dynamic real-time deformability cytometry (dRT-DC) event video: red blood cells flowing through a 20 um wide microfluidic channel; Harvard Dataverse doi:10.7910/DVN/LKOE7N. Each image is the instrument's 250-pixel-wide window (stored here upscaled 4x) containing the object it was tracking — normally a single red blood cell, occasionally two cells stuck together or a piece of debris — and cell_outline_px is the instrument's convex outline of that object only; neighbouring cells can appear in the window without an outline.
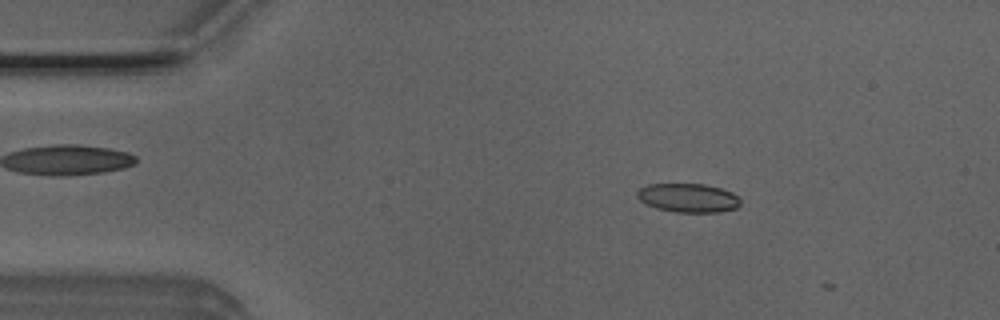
{"species": "Egyptian fruit bat (a non-hibernating species)", "species_latin": "Rousettus aegyptiacus", "temperature_condition": "room temperature", "stored_images_in_passage": 7, "camera_frame_rate_fps": 3000, "um_per_image_px": 0.085, "animal": {"sex": "male"}, "frame": {"image": 1, "passage_image": 2, "time_ms": 0.333, "image_size_px": [1000, 320], "cell_outline_px": [[740, 204], [736, 208], [720, 212], [676, 212], [656, 208], [644, 204], [636, 196], [636, 192], [640, 188], [648, 184], [704, 184], [720, 188], [732, 192], [740, 200]], "centroid_in_image_um": [58.46, 16.82], "position_along_channel_um": 26.5, "area_um2": 17.4}}